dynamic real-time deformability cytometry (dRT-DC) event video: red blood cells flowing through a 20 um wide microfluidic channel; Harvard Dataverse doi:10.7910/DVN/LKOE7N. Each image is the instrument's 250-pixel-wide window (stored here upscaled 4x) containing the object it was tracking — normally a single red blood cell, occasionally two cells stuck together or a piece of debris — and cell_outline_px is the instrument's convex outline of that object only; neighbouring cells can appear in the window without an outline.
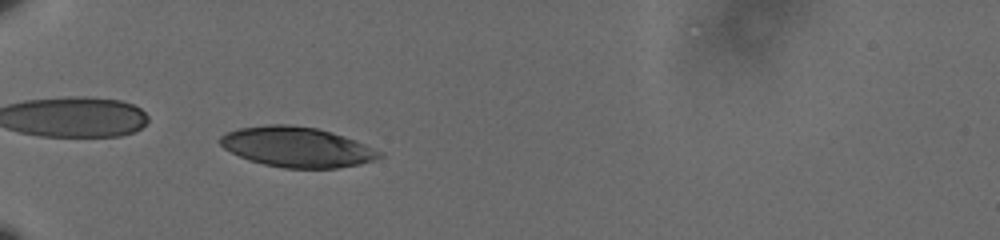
{"species": "human", "species_latin": "Homo sapiens", "temperature_condition": "cold", "stored_images_in_passage": 59, "camera_frame_rate_fps": 3000, "um_per_image_px": 0.085, "donor": {"sex": "male"}, "frame": {"image": 1, "passage_image": 20, "time_ms": 6.333, "image_size_px": [1000, 240], "cell_outline_px": [[384, 156], [360, 164], [336, 168], [284, 168], [264, 164], [248, 160], [224, 148], [220, 144], [220, 136], [228, 132], [240, 128], [268, 124], [288, 124], [316, 128], [332, 132], [356, 140], [380, 152]], "centroid_in_image_um": [25.23, 12.49], "position_along_channel_um": 59.8, "area_um2": 36.99}}
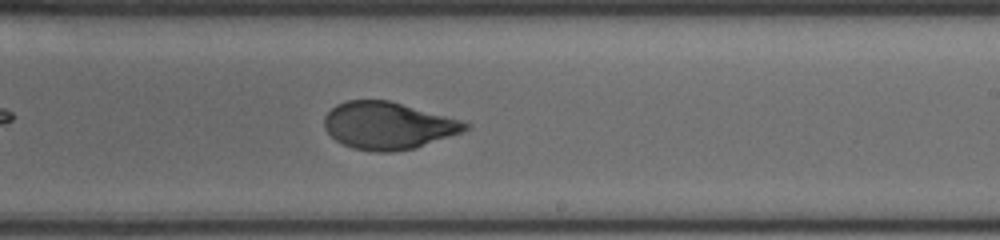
{"frame": {"image": 2, "passage_image": 38, "time_ms": 12.333, "image_size_px": [1000, 240], "cell_outline_px": [[472, 124], [468, 128], [460, 132], [416, 148], [392, 152], [372, 152], [352, 148], [336, 140], [324, 128], [324, 116], [336, 104], [348, 100], [388, 100], [460, 120]], "centroid_in_image_um": [32.94, 10.68], "position_along_channel_um": 256.1, "area_um2": 38.49}}
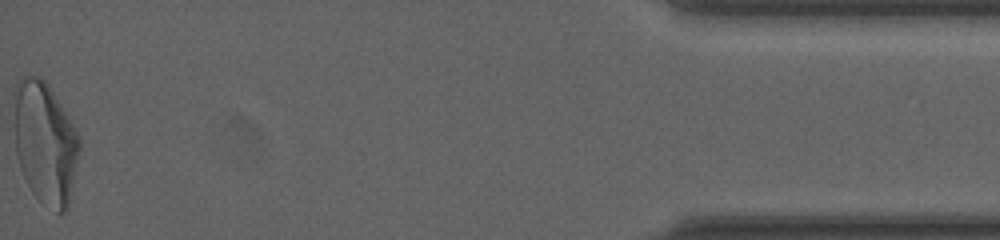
{"frame": {"image": 3, "passage_image": 59, "time_ms": 19.333, "image_size_px": [1000, 240], "cell_outline_px": [[80, 148], [68, 208], [64, 212], [56, 212], [40, 200], [32, 192], [20, 168], [16, 156], [12, 92], [16, 80], [24, 76], [40, 76], [48, 84], [68, 116], [80, 136]], "centroid_in_image_um": [3.8, 12.08], "position_along_channel_um": 431.4, "area_um2": 46.99}, "authors_computed_cell_mechanics": {"area_um2": 38.726, "velocity_mm_per_s": 3.5721, "shape_relaxation_time_tau1_ms": 5.5535, "shape_relaxation_time_tau2_ms": 0.9756, "deformation_change_tau1": 0.2007, "deformation_change_tau2": 0.0557}}